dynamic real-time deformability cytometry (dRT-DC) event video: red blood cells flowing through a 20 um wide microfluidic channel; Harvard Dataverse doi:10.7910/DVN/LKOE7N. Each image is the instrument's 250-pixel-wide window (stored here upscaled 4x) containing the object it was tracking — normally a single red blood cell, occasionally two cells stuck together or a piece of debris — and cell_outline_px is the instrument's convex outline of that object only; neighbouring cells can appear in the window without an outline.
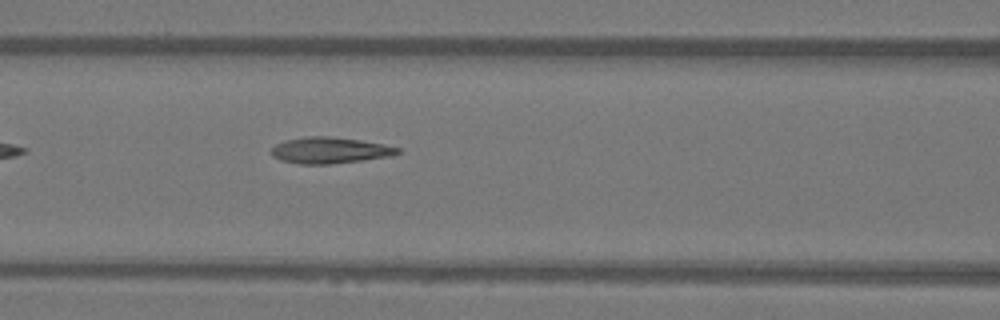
{"species": "Egyptian fruit bat (a non-hibernating species)", "species_latin": "Rousettus aegyptiacus", "temperature_condition": "warm", "stored_images_in_passage": 5, "camera_frame_rate_fps": 3000, "um_per_image_px": 0.085, "animal": {"sex": "female"}, "frame": {"image": 1, "passage_image": 5, "time_ms": 1.333, "image_size_px": [1000, 320], "cell_outline_px": [[400, 152], [392, 156], [364, 160], [332, 164], [300, 164], [280, 160], [272, 156], [272, 148], [276, 144], [284, 140], [308, 136], [328, 136], [360, 140], [384, 144], [400, 148]], "centroid_in_image_um": [28.04, 12.78], "position_along_channel_um": 138.6, "area_um2": 19.36}}